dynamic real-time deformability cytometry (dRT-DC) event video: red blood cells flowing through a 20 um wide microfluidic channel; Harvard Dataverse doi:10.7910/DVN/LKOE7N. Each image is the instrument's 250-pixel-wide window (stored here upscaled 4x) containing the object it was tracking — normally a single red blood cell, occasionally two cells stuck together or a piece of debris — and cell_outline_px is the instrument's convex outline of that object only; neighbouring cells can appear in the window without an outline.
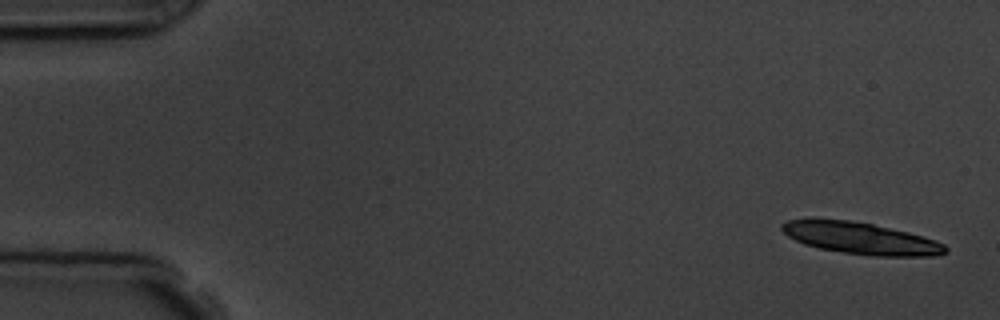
{"species": "common noctule bat (a hibernating species)", "species_latin": "Nyctalus noctula", "temperature_condition": "room temperature", "stored_images_in_passage": 5, "camera_frame_rate_fps": 3000, "um_per_image_px": 0.085, "animal": {"sex": "male", "body_mass_g": 19.5, "forearm_length_mm": 54.6}, "frame": {"image": 1, "passage_image": 1, "time_ms": 0.0, "image_size_px": [1000, 320], "cell_outline_px": [[948, 252], [936, 256], [872, 256], [844, 252], [820, 248], [804, 244], [788, 236], [780, 228], [780, 224], [788, 220], [848, 220], [872, 224], [908, 232], [936, 240], [944, 244], [948, 248]], "centroid_in_image_um": [73.22, 20.27], "position_along_channel_um": 11.8, "area_um2": 29.88}}